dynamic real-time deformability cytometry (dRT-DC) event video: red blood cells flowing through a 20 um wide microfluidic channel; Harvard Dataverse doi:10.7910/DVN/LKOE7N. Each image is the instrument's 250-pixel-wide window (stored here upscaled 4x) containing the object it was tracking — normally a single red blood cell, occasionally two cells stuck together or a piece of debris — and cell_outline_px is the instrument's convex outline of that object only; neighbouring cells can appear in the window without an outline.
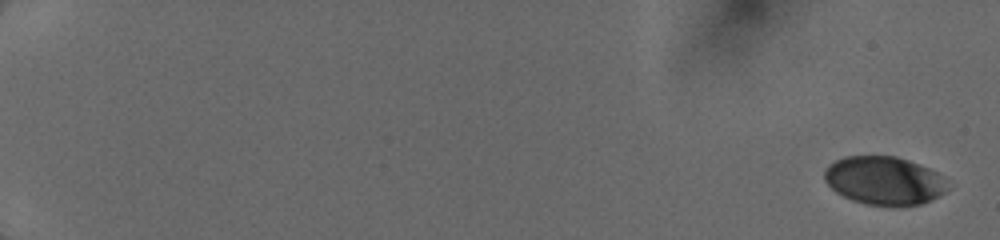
{"species": "human", "species_latin": "Homo sapiens", "temperature_condition": "cold", "stored_images_in_passage": 28, "camera_frame_rate_fps": 3000, "um_per_image_px": 0.085, "donor": {"sex": "female"}, "frame": {"image": 1, "passage_image": 1, "time_ms": 0.0, "image_size_px": [1000, 240], "cell_outline_px": [[948, 188], [940, 196], [932, 200], [920, 204], [868, 204], [852, 200], [836, 192], [824, 180], [824, 168], [828, 164], [844, 156], [896, 156], [908, 160], [928, 168], [944, 176], [948, 180]], "centroid_in_image_um": [75.16, 15.32], "position_along_channel_um": 9.8, "area_um2": 34.51}}
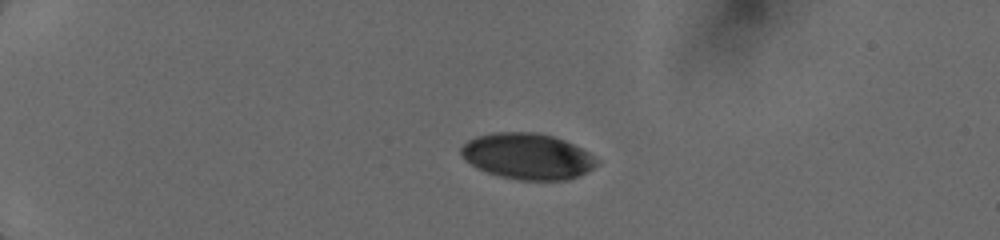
{"frame": {"image": 2, "passage_image": 17, "time_ms": 4.333, "image_size_px": [1000, 240], "cell_outline_px": [[600, 160], [592, 168], [568, 180], [516, 180], [500, 176], [476, 168], [464, 160], [460, 156], [460, 148], [468, 140], [476, 136], [492, 132], [536, 132], [552, 136], [564, 140], [588, 152]], "centroid_in_image_um": [44.78, 13.28], "position_along_channel_um": 40.2, "area_um2": 36.41}}
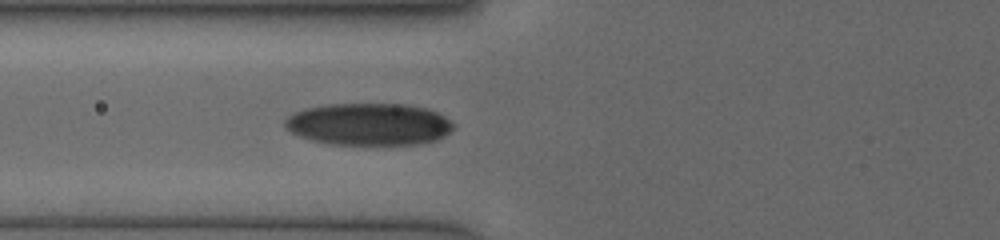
{"frame": {"image": 3, "passage_image": 27, "time_ms": 7.333, "image_size_px": [1000, 240], "cell_outline_px": [[456, 124], [444, 136], [436, 140], [420, 144], [332, 144], [312, 140], [300, 136], [284, 128], [284, 120], [288, 116], [304, 108], [328, 104], [404, 104], [428, 108], [444, 116]], "centroid_in_image_um": [31.36, 10.55], "position_along_channel_um": 94.4, "area_um2": 41.38}}